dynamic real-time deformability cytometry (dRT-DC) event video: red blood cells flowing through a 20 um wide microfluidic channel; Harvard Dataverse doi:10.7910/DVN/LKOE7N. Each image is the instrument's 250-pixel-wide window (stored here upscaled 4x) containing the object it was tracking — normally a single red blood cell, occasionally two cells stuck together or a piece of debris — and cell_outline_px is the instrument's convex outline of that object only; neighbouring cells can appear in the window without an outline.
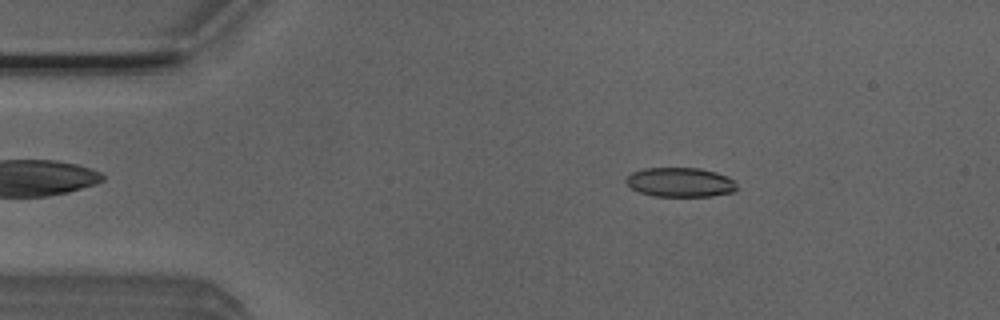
{"species": "Egyptian fruit bat (a non-hibernating species)", "species_latin": "Rousettus aegyptiacus", "temperature_condition": "room temperature", "stored_images_in_passage": 51, "camera_frame_rate_fps": 3000, "um_per_image_px": 0.085, "animal": {"sex": "male"}, "frame": {"image": 1, "passage_image": 8, "time_ms": 2.333, "image_size_px": [1000, 320], "cell_outline_px": [[736, 192], [712, 196], [652, 196], [640, 192], [632, 188], [624, 180], [632, 172], [644, 168], [700, 168], [716, 172], [732, 180], [736, 184]], "centroid_in_image_um": [57.81, 15.5], "position_along_channel_um": 27.2, "area_um2": 18.9}}
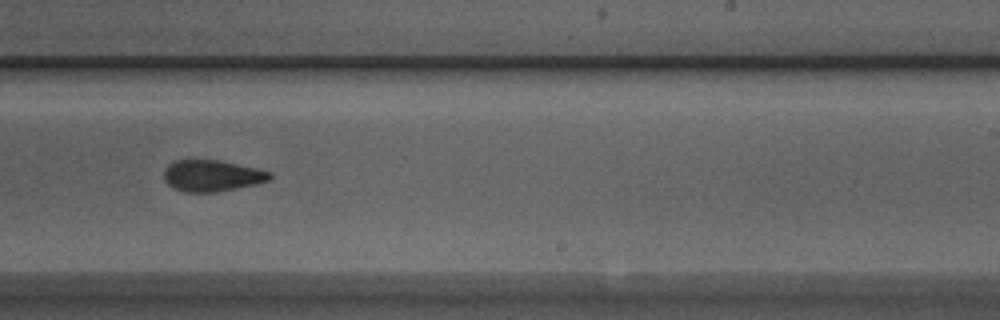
{"frame": {"image": 2, "passage_image": 31, "time_ms": 10.0, "image_size_px": [1000, 320], "cell_outline_px": [[272, 180], [256, 184], [216, 192], [184, 192], [172, 188], [164, 180], [164, 168], [168, 164], [176, 160], [220, 160], [256, 168], [272, 172]], "centroid_in_image_um": [18.02, 14.94], "position_along_channel_um": 271.0, "area_um2": 19.54}}
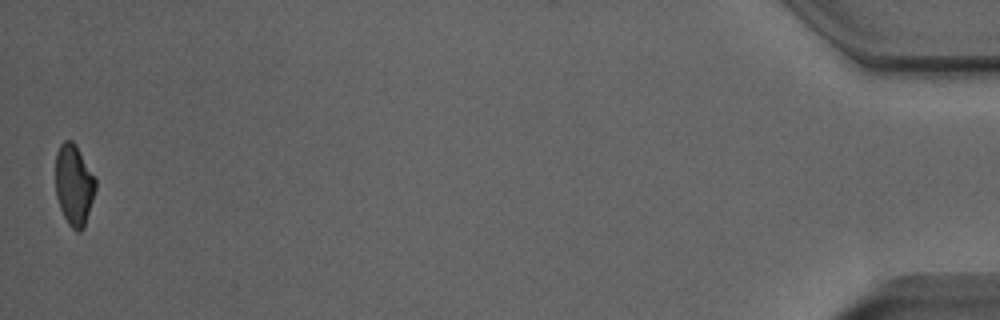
{"frame": {"image": 3, "passage_image": 51, "time_ms": 16.667, "image_size_px": [1000, 320], "cell_outline_px": [[96, 188], [84, 228], [80, 232], [76, 232], [68, 224], [60, 208], [56, 196], [56, 152], [60, 144], [64, 140], [72, 140], [76, 144], [96, 180]], "centroid_in_image_um": [6.28, 15.72], "position_along_channel_um": 428.9, "area_um2": 18.9}, "authors_computed_cell_mechanics": {"area_um2": 19.8832, "velocity_mm_per_s": 3.8993, "shape_relaxation_time_tau1_ms": 3.7435, "shape_relaxation_time_tau2_ms": 2.8786, "deformation_change_tau1": 0.1145, "deformation_change_tau2": 0.0977}}